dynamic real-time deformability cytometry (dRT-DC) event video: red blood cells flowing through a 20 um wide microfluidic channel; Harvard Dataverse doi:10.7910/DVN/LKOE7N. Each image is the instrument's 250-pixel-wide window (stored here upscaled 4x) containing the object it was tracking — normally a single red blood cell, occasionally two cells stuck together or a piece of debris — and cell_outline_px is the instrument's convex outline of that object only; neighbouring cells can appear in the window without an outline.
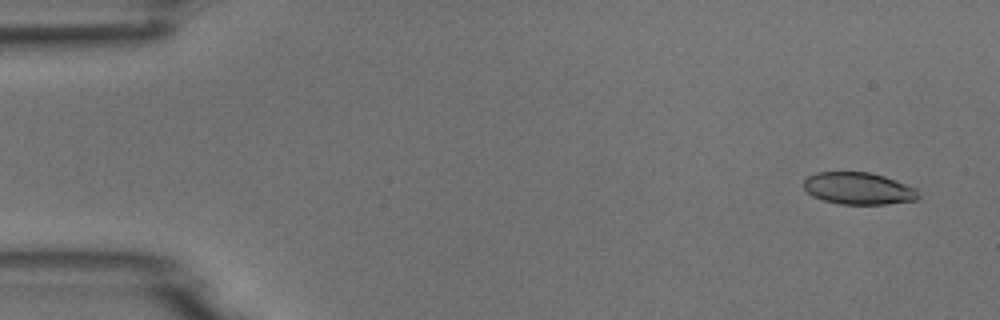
{"species": "common noctule bat (a hibernating species)", "species_latin": "Nyctalus noctula", "temperature_condition": "room temperature", "stored_images_in_passage": 4, "camera_frame_rate_fps": 3000, "um_per_image_px": 0.085, "animal": {"sex": "male", "body_mass_g": 18.8}, "frame": {"image": 1, "passage_image": 1, "time_ms": 0.0, "image_size_px": [1000, 320], "cell_outline_px": [[920, 196], [916, 200], [888, 204], [840, 204], [824, 200], [812, 196], [804, 188], [804, 180], [808, 176], [816, 172], [868, 172], [884, 176], [916, 188]], "centroid_in_image_um": [72.97, 16.02], "position_along_channel_um": 12.0, "area_um2": 21.39}}
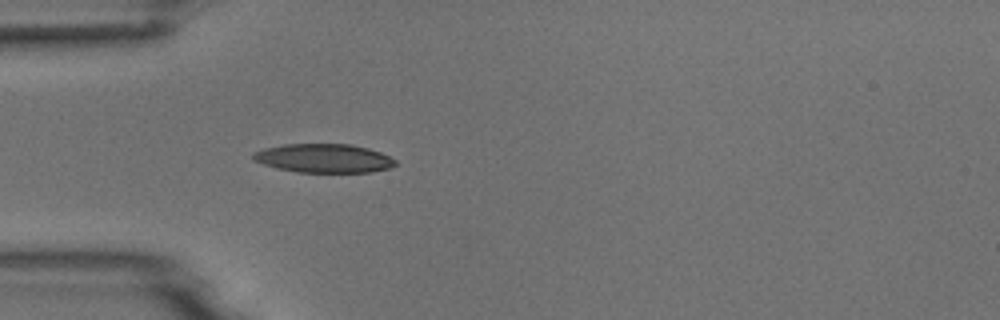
{"frame": {"image": 2, "passage_image": 4, "time_ms": 4.333, "image_size_px": [1000, 320], "cell_outline_px": [[396, 164], [388, 168], [372, 172], [296, 172], [276, 168], [252, 160], [252, 152], [264, 148], [284, 144], [352, 144], [368, 148], [380, 152], [396, 160]], "centroid_in_image_um": [27.49, 13.45], "position_along_channel_um": 57.5, "area_um2": 23.93}}